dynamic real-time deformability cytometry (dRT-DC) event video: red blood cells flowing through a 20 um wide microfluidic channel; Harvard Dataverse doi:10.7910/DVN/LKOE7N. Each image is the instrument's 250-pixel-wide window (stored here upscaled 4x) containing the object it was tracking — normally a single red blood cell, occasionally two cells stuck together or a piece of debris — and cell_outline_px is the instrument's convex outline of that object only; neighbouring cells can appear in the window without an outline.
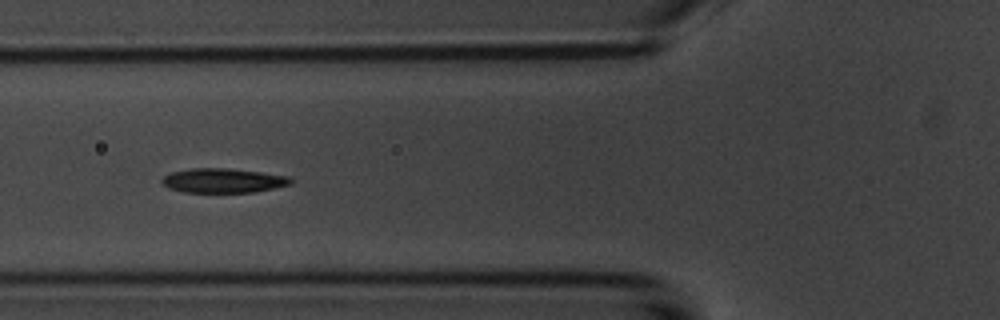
{"species": "common noctule bat (a hibernating species)", "species_latin": "Nyctalus noctula", "temperature_condition": "room temperature", "stored_images_in_passage": 20, "camera_frame_rate_fps": 3000, "um_per_image_px": 0.085, "animal": {"sex": "male", "body_mass_g": 20.1, "forearm_length_mm": 53.5}, "frame": {"image": 1, "passage_image": 6, "time_ms": 1.667, "image_size_px": [1000, 320], "cell_outline_px": [[296, 180], [292, 184], [256, 192], [184, 192], [168, 188], [160, 180], [164, 176], [172, 172], [192, 168], [228, 168], [260, 172], [288, 176]], "centroid_in_image_um": [19.01, 15.35], "position_along_channel_um": 106.8, "area_um2": 18.38}}
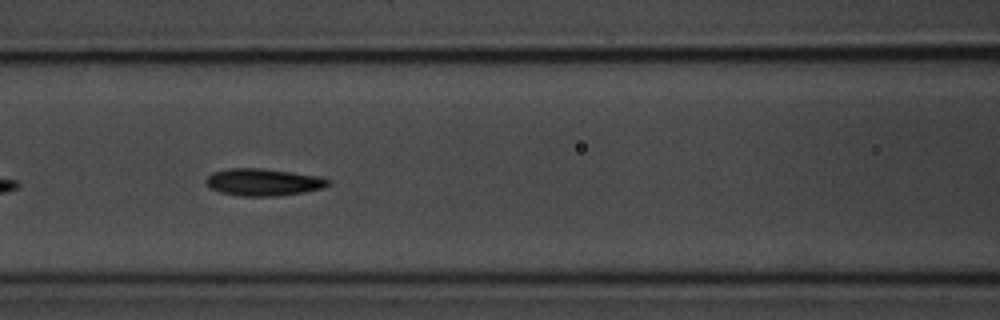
{"frame": {"image": 2, "passage_image": 9, "time_ms": 2.667, "image_size_px": [1000, 320], "cell_outline_px": [[332, 180], [328, 184], [320, 188], [304, 192], [276, 196], [240, 196], [220, 192], [208, 188], [204, 180], [212, 172], [228, 168], [260, 168], [292, 172], [320, 176]], "centroid_in_image_um": [22.33, 15.48], "position_along_channel_um": 144.3, "area_um2": 19.42}}
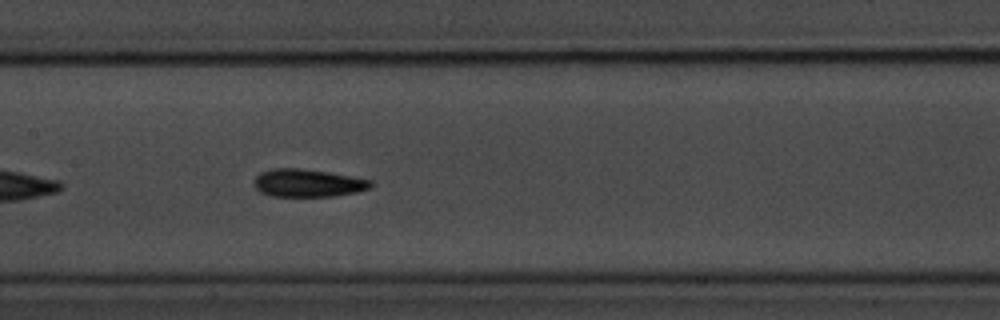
{"frame": {"image": 3, "passage_image": 12, "time_ms": 3.667, "image_size_px": [1000, 320], "cell_outline_px": [[372, 188], [356, 192], [332, 196], [272, 196], [260, 192], [252, 184], [252, 180], [260, 172], [272, 168], [300, 168], [328, 172], [372, 180]], "centroid_in_image_um": [26.12, 15.55], "position_along_channel_um": 181.3, "area_um2": 19.02}}